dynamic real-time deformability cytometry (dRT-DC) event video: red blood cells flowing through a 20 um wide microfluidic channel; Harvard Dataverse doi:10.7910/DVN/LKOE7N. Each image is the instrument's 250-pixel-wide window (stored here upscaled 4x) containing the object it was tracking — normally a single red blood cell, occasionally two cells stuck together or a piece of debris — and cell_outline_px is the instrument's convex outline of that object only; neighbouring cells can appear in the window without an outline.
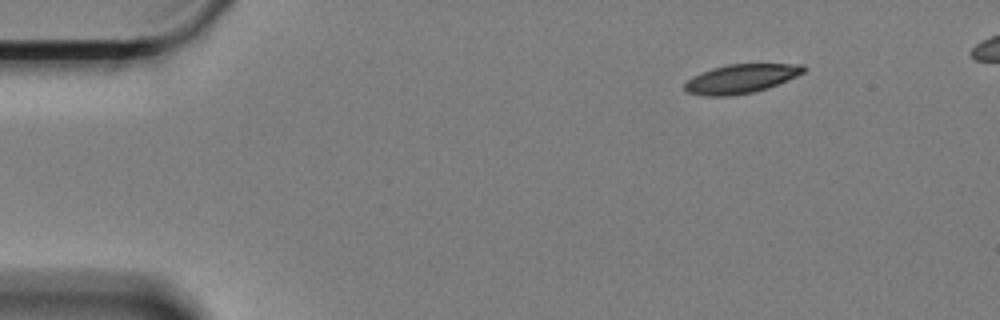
{"species": "Egyptian fruit bat (a non-hibernating species)", "species_latin": "Rousettus aegyptiacus", "temperature_condition": "cold", "stored_images_in_passage": 53, "camera_frame_rate_fps": 3000, "um_per_image_px": 0.085, "animal": {"sex": "female"}, "frame": {"image": 1, "passage_image": 1, "time_ms": 0.0, "image_size_px": [1000, 320], "cell_outline_px": [[808, 68], [804, 72], [796, 76], [776, 84], [752, 92], [728, 96], [708, 96], [684, 92], [684, 84], [692, 76], [700, 72], [712, 68], [728, 64], [804, 64]], "centroid_in_image_um": [62.94, 6.68], "position_along_channel_um": 22.1, "area_um2": 19.94}}
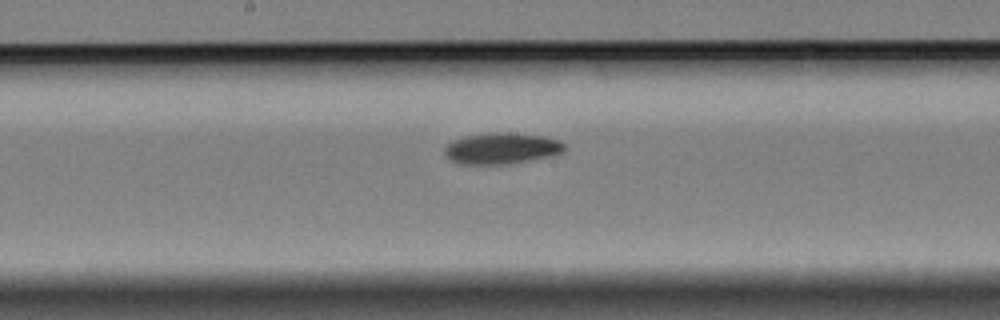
{"frame": {"image": 2, "passage_image": 25, "time_ms": 8.0, "image_size_px": [1000, 320], "cell_outline_px": [[564, 152], [524, 160], [500, 164], [464, 164], [452, 160], [444, 152], [444, 148], [452, 140], [464, 136], [488, 132], [508, 132], [544, 136], [556, 140], [564, 144]], "centroid_in_image_um": [42.57, 12.58], "position_along_channel_um": 205.6, "area_um2": 21.27}}
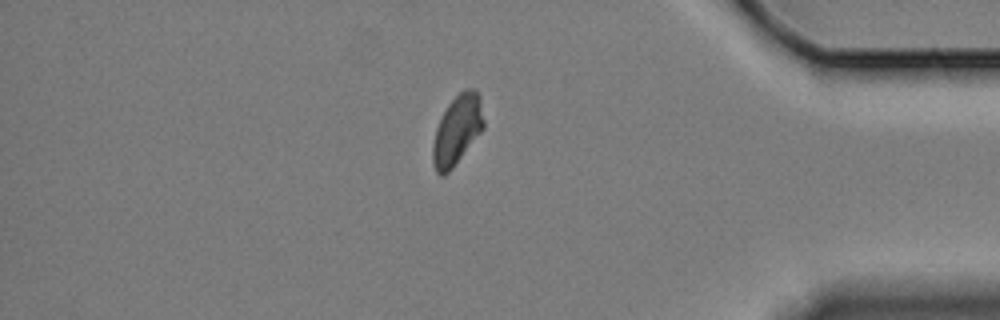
{"frame": {"image": 3, "passage_image": 45, "time_ms": 14.667, "image_size_px": [1000, 320], "cell_outline_px": [[484, 128], [452, 168], [444, 176], [440, 176], [436, 172], [432, 160], [432, 148], [436, 128], [448, 104], [464, 88], [476, 88], [480, 96], [484, 120]], "centroid_in_image_um": [38.87, 11.03], "position_along_channel_um": 396.3, "area_um2": 20.52}, "authors_computed_cell_mechanics": {"area_um2": 20.9236, "velocity_mm_per_s": 3.2902, "shape_relaxation_time_tau1_ms": 7.2285, "shape_relaxation_time_tau2_ms": 8.7528, "deformation_change_tau1": 0.1549, "deformation_change_tau2": 0.1148}}